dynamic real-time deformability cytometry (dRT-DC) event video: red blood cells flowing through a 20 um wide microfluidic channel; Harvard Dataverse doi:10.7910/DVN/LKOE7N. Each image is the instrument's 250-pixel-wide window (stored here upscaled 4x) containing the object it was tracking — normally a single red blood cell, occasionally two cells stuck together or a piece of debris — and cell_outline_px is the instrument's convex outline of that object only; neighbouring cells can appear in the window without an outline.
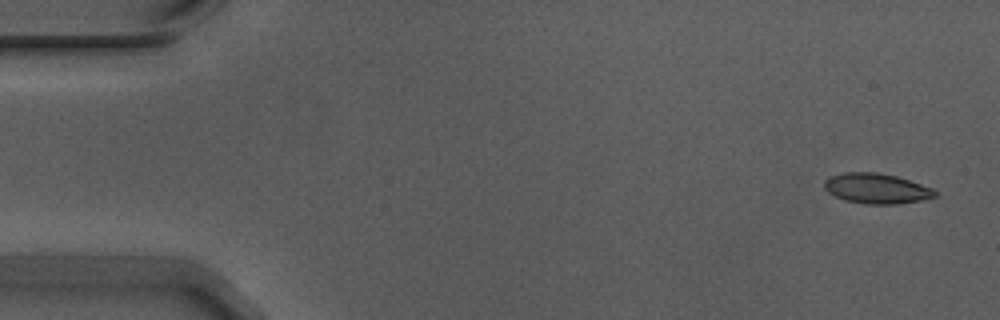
{"species": "Egyptian fruit bat (a non-hibernating species)", "species_latin": "Rousettus aegyptiacus", "temperature_condition": "warm", "stored_images_in_passage": 54, "camera_frame_rate_fps": 3000, "um_per_image_px": 0.085, "animal": {"sex": "male"}, "frame": {"image": 1, "passage_image": 1, "time_ms": 0.0, "image_size_px": [1000, 320], "cell_outline_px": [[936, 196], [920, 200], [896, 204], [864, 204], [844, 200], [828, 192], [824, 188], [824, 180], [832, 176], [844, 172], [876, 172], [896, 176], [932, 188], [936, 192]], "centroid_in_image_um": [74.47, 16.02], "position_along_channel_um": 10.5, "area_um2": 19.31}}
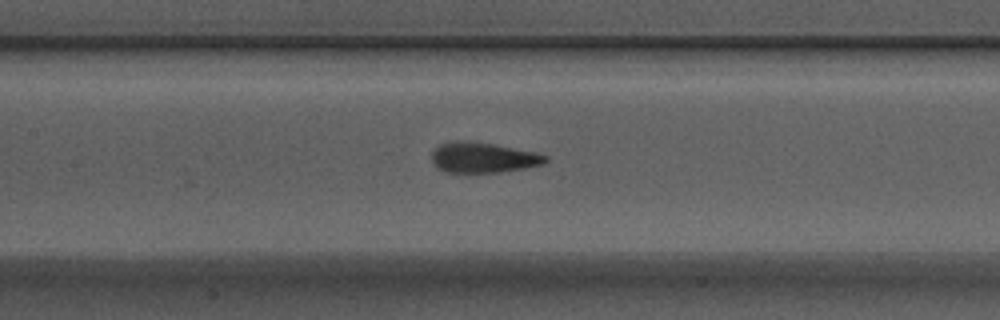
{"frame": {"image": 2, "passage_image": 24, "time_ms": 7.667, "image_size_px": [1000, 320], "cell_outline_px": [[548, 160], [544, 164], [500, 172], [444, 172], [436, 168], [432, 160], [432, 152], [440, 144], [452, 140], [468, 140], [492, 144], [536, 152], [548, 156]], "centroid_in_image_um": [41.04, 13.38], "position_along_channel_um": 166.4, "area_um2": 20.17}}
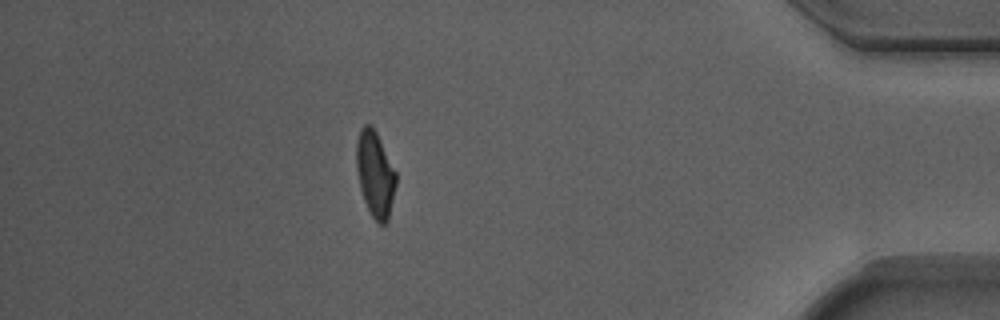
{"frame": {"image": 3, "passage_image": 47, "time_ms": 15.333, "image_size_px": [1000, 320], "cell_outline_px": [[396, 184], [388, 220], [384, 224], [380, 224], [372, 216], [364, 200], [360, 188], [356, 168], [356, 140], [360, 128], [364, 124], [368, 124], [376, 132], [396, 172]], "centroid_in_image_um": [31.87, 14.78], "position_along_channel_um": 403.3, "area_um2": 19.59}, "authors_computed_cell_mechanics": {"area_um2": 19.8254, "velocity_mm_per_s": 3.73, "shape_relaxation_time_tau1_ms": 3.6669, "shape_relaxation_time_tau2_ms": 1.0211, "deformation_change_tau1": 0.1708, "deformation_change_tau2": 0.0856}}